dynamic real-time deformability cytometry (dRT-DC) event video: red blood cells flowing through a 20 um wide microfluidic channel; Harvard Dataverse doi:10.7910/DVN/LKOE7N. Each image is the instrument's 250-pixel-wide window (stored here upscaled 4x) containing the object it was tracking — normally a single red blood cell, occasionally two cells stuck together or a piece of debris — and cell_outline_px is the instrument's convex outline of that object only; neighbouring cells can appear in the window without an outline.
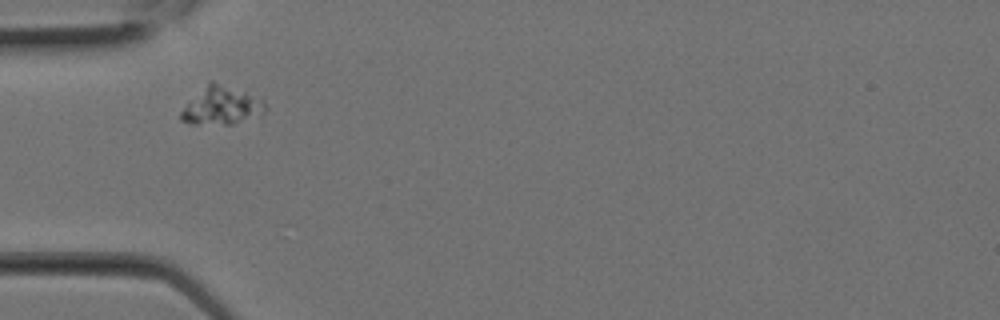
{"species": "Egyptian fruit bat (a non-hibernating species)", "species_latin": "Rousettus aegyptiacus", "temperature_condition": "room temperature", "stored_images_in_passage": 1, "camera_frame_rate_fps": 3000, "um_per_image_px": 0.085, "animal": {"sex": "female"}, "frame": {"image": 1, "passage_image": 1, "time_ms": 0.0, "image_size_px": [1000, 320], "cell_outline_px": [[268, 108], [264, 116], [232, 124], [192, 124], [180, 120], [180, 112], [212, 80], [244, 92], [264, 100]], "centroid_in_image_um": [18.92, 9.03], "position_along_channel_um": 66.1, "area_um2": 18.44}}